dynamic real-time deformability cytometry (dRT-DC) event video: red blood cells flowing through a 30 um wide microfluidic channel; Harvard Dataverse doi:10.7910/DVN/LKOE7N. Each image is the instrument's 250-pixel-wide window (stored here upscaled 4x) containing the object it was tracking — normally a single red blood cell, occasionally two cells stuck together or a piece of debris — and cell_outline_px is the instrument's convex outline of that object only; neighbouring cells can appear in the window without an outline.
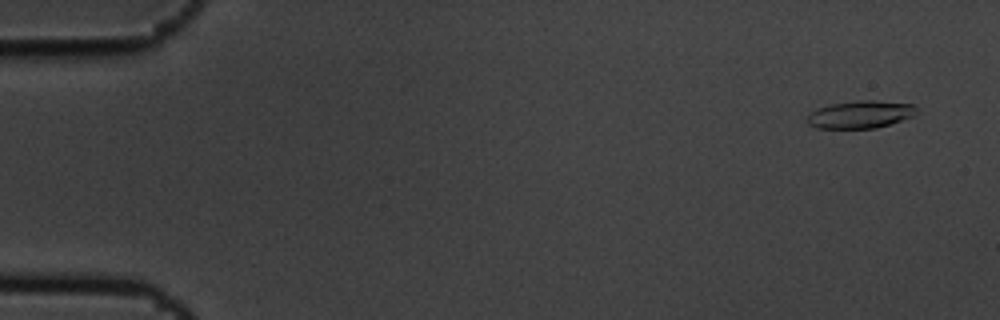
{"species": "common noctule bat (a hibernating species)", "species_latin": "Nyctalus noctula", "temperature_condition": "cold", "stored_images_in_passage": 5, "camera_frame_rate_fps": 3000, "um_per_image_px": 0.085, "animal": {"sex": "male", "body_mass_g": 19.5, "forearm_length_mm": 54.6}, "frame": {"image": 1, "passage_image": 1, "time_ms": 0.0, "image_size_px": [1000, 320], "cell_outline_px": [[916, 112], [912, 116], [876, 128], [816, 128], [808, 124], [808, 116], [816, 108], [832, 104], [856, 100], [872, 100], [916, 104]], "centroid_in_image_um": [73.12, 9.72], "position_along_channel_um": 11.9, "area_um2": 17.4}}
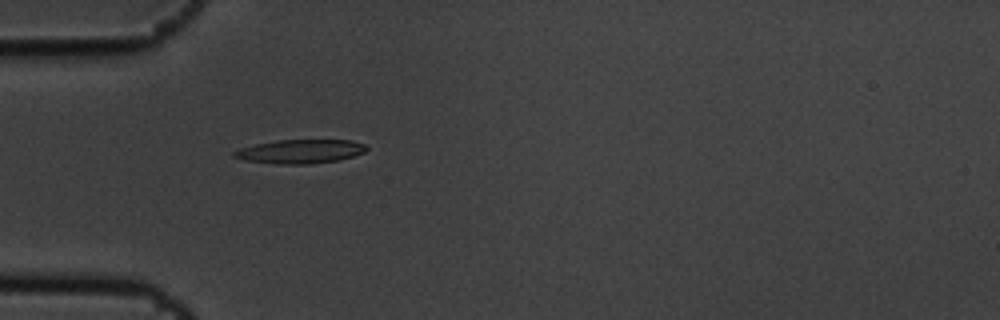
{"frame": {"image": 2, "passage_image": 5, "time_ms": 1.333, "image_size_px": [1000, 320], "cell_outline_px": [[368, 148], [364, 152], [352, 156], [336, 160], [308, 164], [276, 164], [244, 160], [232, 156], [232, 152], [240, 148], [256, 144], [280, 140], [352, 140], [364, 144]], "centroid_in_image_um": [25.49, 12.87], "position_along_channel_um": 59.5, "area_um2": 18.26}}